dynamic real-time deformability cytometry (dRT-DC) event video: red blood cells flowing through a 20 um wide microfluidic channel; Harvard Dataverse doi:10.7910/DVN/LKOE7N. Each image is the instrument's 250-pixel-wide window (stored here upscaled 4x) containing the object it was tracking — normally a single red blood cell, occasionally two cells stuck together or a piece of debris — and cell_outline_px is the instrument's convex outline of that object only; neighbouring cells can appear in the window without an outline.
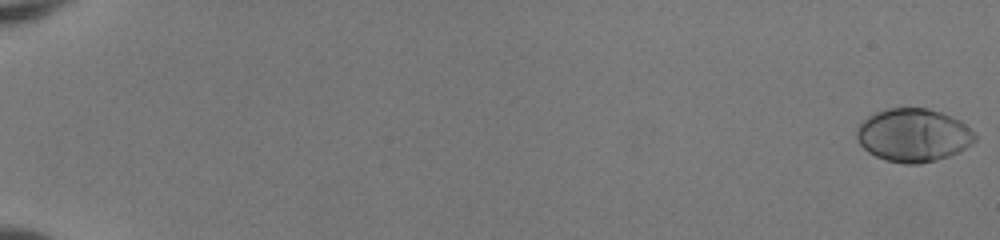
{"species": "human", "species_latin": "Homo sapiens", "temperature_condition": "room temperature", "stored_images_in_passage": 53, "camera_frame_rate_fps": 3000, "um_per_image_px": 0.085, "donor": {"sex": "female"}, "frame": {"image": 1, "passage_image": 1, "time_ms": 0.0, "image_size_px": [1000, 240], "cell_outline_px": [[976, 140], [972, 144], [948, 156], [936, 160], [920, 164], [904, 164], [884, 160], [868, 152], [860, 144], [856, 136], [856, 128], [868, 116], [876, 112], [888, 108], [928, 108], [940, 112], [960, 120], [976, 136]], "centroid_in_image_um": [77.6, 11.49], "position_along_channel_um": 7.4, "area_um2": 36.53}}
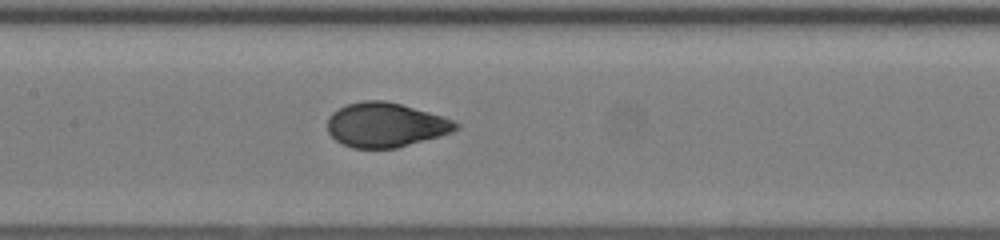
{"frame": {"image": 2, "passage_image": 29, "time_ms": 9.333, "image_size_px": [1000, 240], "cell_outline_px": [[460, 128], [452, 132], [440, 136], [396, 148], [352, 148], [340, 144], [328, 132], [328, 116], [332, 112], [348, 104], [364, 100], [384, 100], [400, 104], [444, 116], [456, 120], [460, 124]], "centroid_in_image_um": [32.8, 10.62], "position_along_channel_um": 174.6, "area_um2": 33.41}}
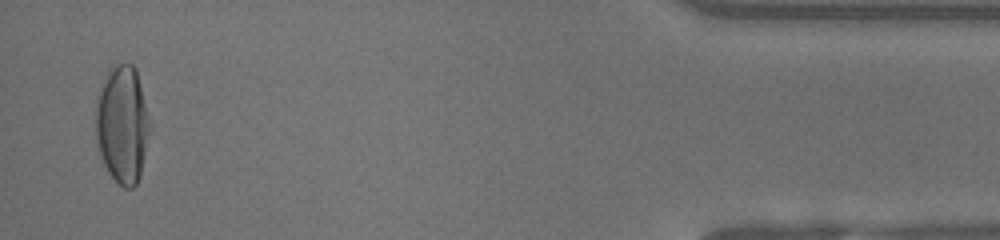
{"frame": {"image": 3, "passage_image": 52, "time_ms": 17.0, "image_size_px": [1000, 240], "cell_outline_px": [[152, 124], [140, 176], [136, 184], [132, 188], [124, 188], [108, 172], [104, 164], [100, 152], [96, 136], [96, 108], [100, 92], [108, 72], [116, 64], [132, 64], [136, 68]], "centroid_in_image_um": [10.45, 10.59], "position_along_channel_um": 424.8, "area_um2": 36.88}, "authors_computed_cell_mechanics": {"area_um2": 34.102, "velocity_mm_per_s": 4.1041, "shape_relaxation_time_tau1_ms": 3.4789, "shape_relaxation_time_tau2_ms": null, "deformation_change_tau1": 0.2134, "deformation_change_tau2": null}}